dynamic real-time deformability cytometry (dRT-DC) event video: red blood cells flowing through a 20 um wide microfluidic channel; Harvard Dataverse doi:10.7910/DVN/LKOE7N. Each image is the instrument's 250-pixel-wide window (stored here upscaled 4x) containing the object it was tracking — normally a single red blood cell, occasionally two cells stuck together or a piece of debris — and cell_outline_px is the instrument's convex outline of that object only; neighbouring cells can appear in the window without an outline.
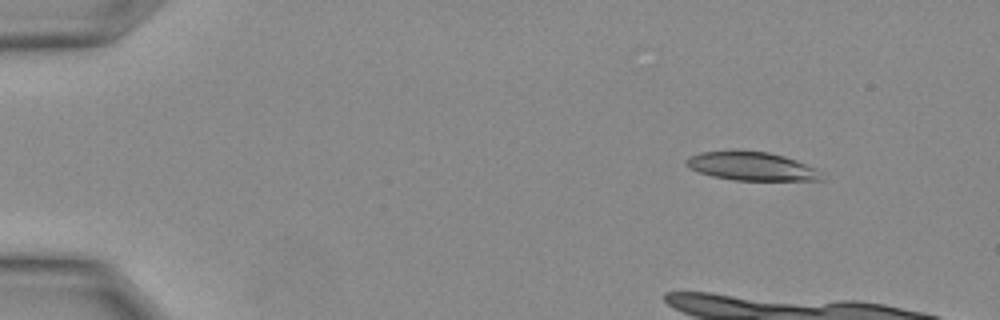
{"species": "Egyptian fruit bat (a non-hibernating species)", "species_latin": "Rousettus aegyptiacus", "temperature_condition": "warm", "stored_images_in_passage": 7, "camera_frame_rate_fps": 3000, "um_per_image_px": 0.085, "animal": {"sex": "female"}, "frame": {"image": 1, "passage_image": 1, "time_ms": 0.0, "image_size_px": [1000, 320], "cell_outline_px": [[824, 180], [732, 180], [712, 176], [688, 168], [684, 164], [684, 160], [688, 156], [700, 152], [768, 152], [784, 156], [796, 160], [816, 168], [820, 172]], "centroid_in_image_um": [63.86, 14.15], "position_along_channel_um": 21.1, "area_um2": 22.2}}